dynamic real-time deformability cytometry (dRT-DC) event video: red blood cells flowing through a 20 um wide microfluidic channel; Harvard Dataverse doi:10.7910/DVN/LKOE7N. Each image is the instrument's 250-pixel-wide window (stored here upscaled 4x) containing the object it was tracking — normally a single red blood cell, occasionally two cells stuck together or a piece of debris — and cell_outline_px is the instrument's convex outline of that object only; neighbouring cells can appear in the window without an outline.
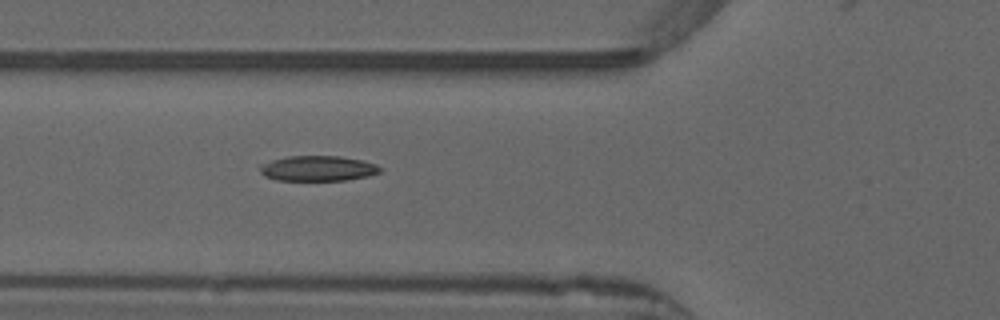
{"species": "common noctule bat (a hibernating species)", "species_latin": "Nyctalus noctula", "temperature_condition": "warm", "stored_images_in_passage": 38, "camera_frame_rate_fps": 3000, "um_per_image_px": 0.085, "animal": {"sex": "male", "forearm_length_mm": 52.5}, "frame": {"image": 1, "passage_image": 10, "time_ms": 3.0, "image_size_px": [1000, 320], "cell_outline_px": [[384, 168], [380, 172], [368, 176], [348, 180], [276, 180], [264, 176], [260, 172], [260, 168], [264, 164], [272, 160], [288, 156], [340, 156], [364, 160], [376, 164]], "centroid_in_image_um": [27.08, 14.31], "position_along_channel_um": 98.7, "area_um2": 17.74}, "authors_computed_cell_mechanics": {"area_um2": 17.4845, "velocity_mm_per_s": 3.9146, "shape_relaxation_time_tau1_ms": null, "shape_relaxation_time_tau2_ms": 3.3295, "deformation_change_tau1": null, "deformation_change_tau2": 0.0983}}